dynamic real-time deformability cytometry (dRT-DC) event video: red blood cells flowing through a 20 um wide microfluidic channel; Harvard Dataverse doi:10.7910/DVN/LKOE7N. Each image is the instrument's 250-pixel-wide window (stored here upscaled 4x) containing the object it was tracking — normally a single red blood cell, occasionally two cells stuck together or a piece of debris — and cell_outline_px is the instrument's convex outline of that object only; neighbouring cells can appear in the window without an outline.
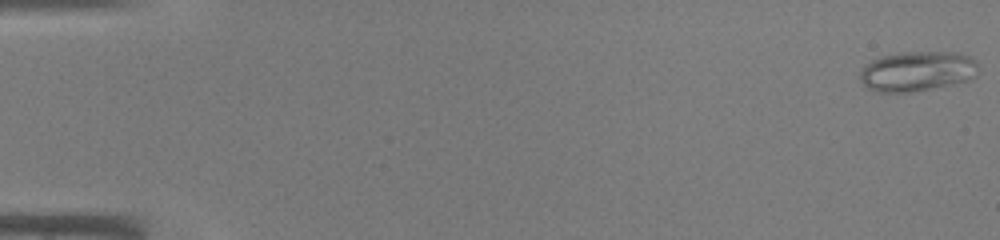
{"species": "common noctule bat (a hibernating species)", "species_latin": "Nyctalus noctula", "temperature_condition": "warm", "stored_images_in_passage": 45, "camera_frame_rate_fps": 3000, "um_per_image_px": 0.085, "animal": {"sex": "male", "body_mass_g": 19.0, "forearm_length_mm": 50.8}, "frame": {"image": 1, "passage_image": 1, "time_ms": 0.0, "image_size_px": [1000, 240], "cell_outline_px": [[976, 76], [972, 80], [912, 92], [876, 92], [868, 88], [860, 80], [860, 72], [872, 60], [880, 56], [900, 52], [960, 52], [976, 60]], "centroid_in_image_um": [77.98, 6.05], "position_along_channel_um": 7.0, "area_um2": 27.63}}
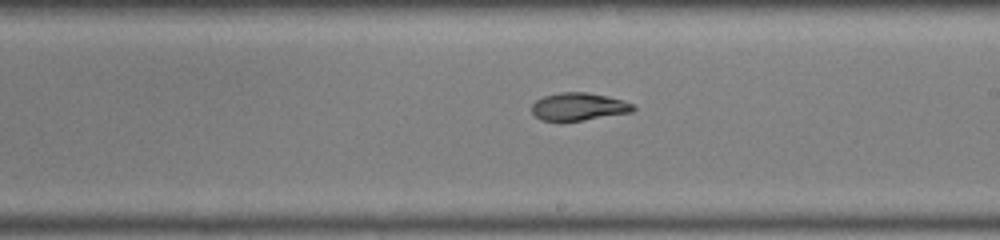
{"frame": {"image": 2, "passage_image": 27, "time_ms": 8.667, "image_size_px": [1000, 240], "cell_outline_px": [[636, 108], [632, 112], [560, 124], [540, 120], [532, 112], [532, 104], [536, 100], [544, 96], [560, 92], [588, 92], [608, 96], [632, 104]], "centroid_in_image_um": [49.12, 9.1], "position_along_channel_um": 239.9, "area_um2": 16.82}}
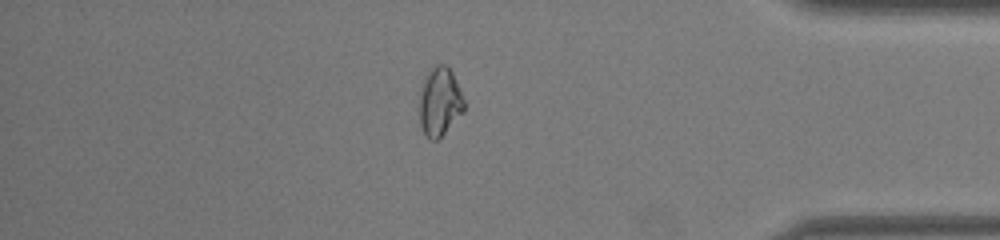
{"frame": {"image": 3, "passage_image": 39, "time_ms": 12.667, "image_size_px": [1000, 240], "cell_outline_px": [[464, 112], [436, 140], [428, 140], [420, 128], [420, 88], [424, 76], [436, 64], [444, 64], [452, 72], [464, 100]], "centroid_in_image_um": [37.35, 8.65], "position_along_channel_um": 397.8, "area_um2": 17.8}}